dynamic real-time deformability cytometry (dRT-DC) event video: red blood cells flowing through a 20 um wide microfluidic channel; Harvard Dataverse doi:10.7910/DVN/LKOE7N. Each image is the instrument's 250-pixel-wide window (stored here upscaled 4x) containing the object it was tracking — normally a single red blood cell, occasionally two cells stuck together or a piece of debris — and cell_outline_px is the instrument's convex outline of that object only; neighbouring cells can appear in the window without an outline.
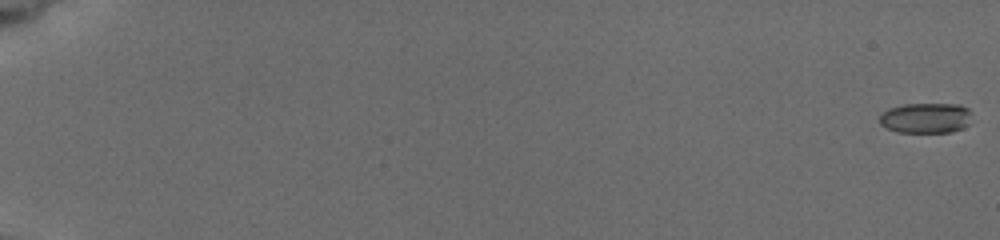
{"species": "common noctule bat (a hibernating species)", "species_latin": "Nyctalus noctula", "temperature_condition": "cold", "stored_images_in_passage": 7, "camera_frame_rate_fps": 3000, "um_per_image_px": 0.085, "animal": {"sex": "female", "body_mass_g": 19.5, "forearm_length_mm": 54.1}, "frame": {"image": 1, "passage_image": 1, "time_ms": 0.0, "image_size_px": [1000, 240], "cell_outline_px": [[972, 112], [968, 124], [964, 128], [952, 132], [896, 132], [880, 124], [880, 116], [888, 108], [904, 104], [960, 104], [968, 108]], "centroid_in_image_um": [78.73, 10.02], "position_along_channel_um": 6.3, "area_um2": 16.42}}